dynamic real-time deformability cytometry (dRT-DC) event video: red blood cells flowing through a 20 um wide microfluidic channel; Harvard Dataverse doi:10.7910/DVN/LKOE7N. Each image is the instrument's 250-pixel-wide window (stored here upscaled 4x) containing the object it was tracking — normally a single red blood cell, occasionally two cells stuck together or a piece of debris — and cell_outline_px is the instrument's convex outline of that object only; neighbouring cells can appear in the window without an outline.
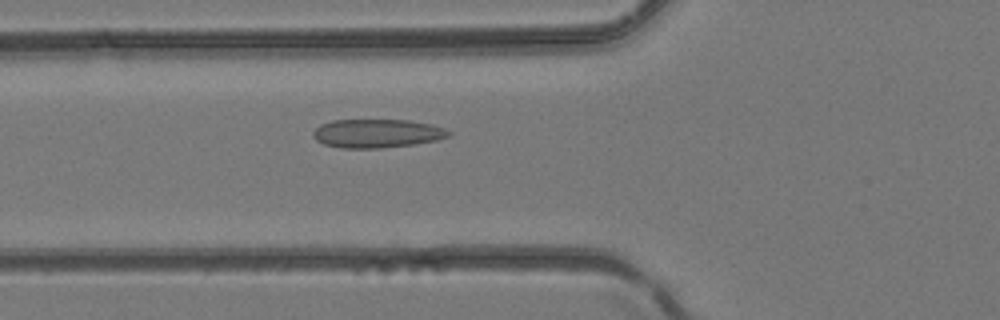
{"species": "common noctule bat (a hibernating species)", "species_latin": "Nyctalus noctula", "temperature_condition": "room temperature", "stored_images_in_passage": 24, "camera_frame_rate_fps": 3000, "um_per_image_px": 0.085, "animal": {"sex": "female", "body_mass_g": 24.6, "forearm_length_mm": 56.2}, "frame": {"image": 1, "passage_image": 3, "time_ms": 0.667, "image_size_px": [1000, 320], "cell_outline_px": [[452, 136], [436, 140], [416, 144], [380, 148], [340, 148], [324, 144], [316, 140], [312, 136], [312, 132], [320, 124], [332, 120], [408, 120], [432, 124], [444, 128], [452, 132]], "centroid_in_image_um": [32.06, 11.34], "position_along_channel_um": 93.7, "area_um2": 22.83}}
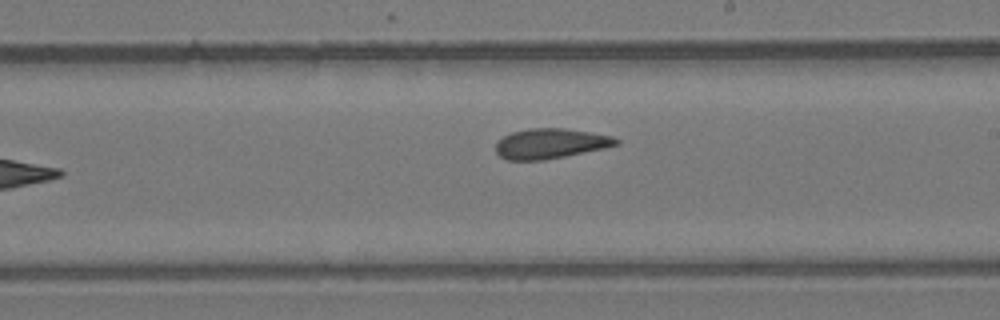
{"frame": {"image": 2, "passage_image": 12, "time_ms": 3.667, "image_size_px": [1000, 320], "cell_outline_px": [[620, 144], [604, 148], [544, 160], [504, 160], [496, 152], [496, 144], [504, 136], [512, 132], [528, 128], [564, 128], [612, 136], [620, 140]], "centroid_in_image_um": [46.78, 12.2], "position_along_channel_um": 242.2, "area_um2": 20.98}}
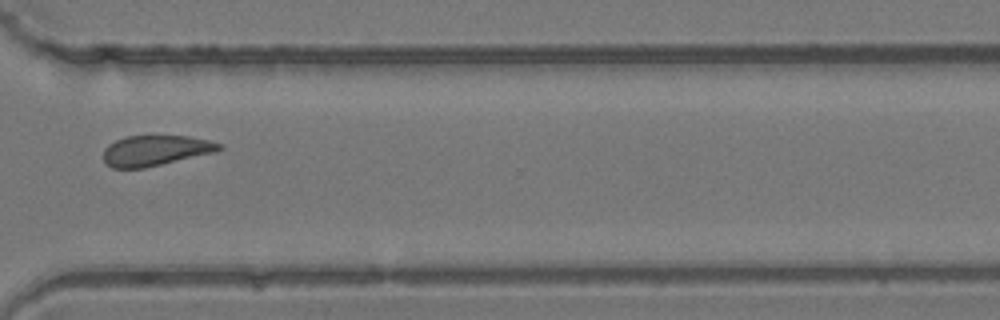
{"frame": {"image": 3, "passage_image": 19, "time_ms": 6.0, "image_size_px": [1000, 320], "cell_outline_px": [[224, 148], [216, 152], [144, 168], [112, 168], [104, 164], [104, 148], [108, 144], [124, 136], [188, 136], [208, 140], [220, 144]], "centroid_in_image_um": [13.19, 12.8], "position_along_channel_um": 357.4, "area_um2": 20.58}}